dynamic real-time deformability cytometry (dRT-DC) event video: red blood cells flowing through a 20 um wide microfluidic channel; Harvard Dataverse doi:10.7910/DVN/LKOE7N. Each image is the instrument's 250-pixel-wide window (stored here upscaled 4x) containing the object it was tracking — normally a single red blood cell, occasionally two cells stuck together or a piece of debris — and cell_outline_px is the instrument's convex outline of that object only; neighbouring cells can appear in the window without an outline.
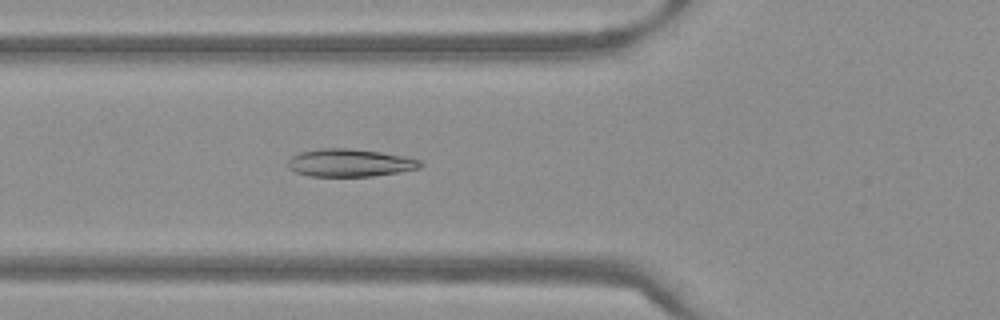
{"species": "Egyptian fruit bat (a non-hibernating species)", "species_latin": "Rousettus aegyptiacus", "temperature_condition": "warm", "stored_images_in_passage": 47, "camera_frame_rate_fps": 3000, "um_per_image_px": 0.085, "frame": {"image": 1, "passage_image": 16, "time_ms": 5.0, "image_size_px": [1000, 320], "cell_outline_px": [[424, 164], [420, 168], [400, 172], [372, 176], [308, 176], [296, 172], [288, 168], [288, 160], [292, 156], [300, 152], [320, 148], [348, 148], [380, 152], [420, 160]], "centroid_in_image_um": [29.71, 13.84], "position_along_channel_um": 96.1, "area_um2": 21.33}}
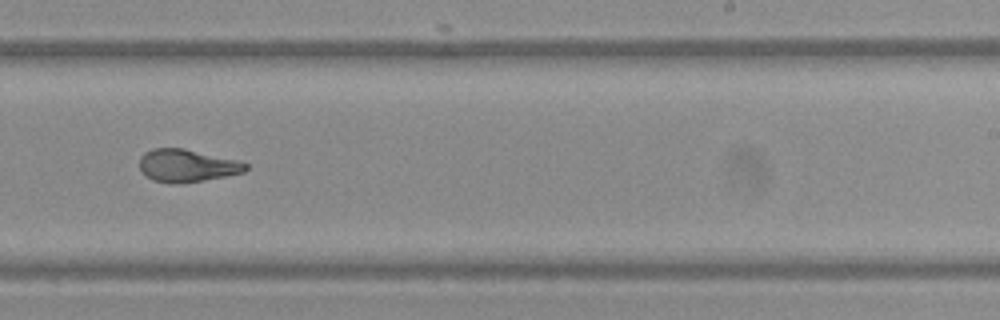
{"frame": {"image": 2, "passage_image": 29, "time_ms": 9.333, "image_size_px": [1000, 320], "cell_outline_px": [[248, 168], [244, 172], [204, 180], [152, 180], [140, 168], [140, 156], [144, 152], [152, 148], [184, 148], [236, 160], [248, 164]], "centroid_in_image_um": [15.91, 14.02], "position_along_channel_um": 273.1, "area_um2": 19.25}}
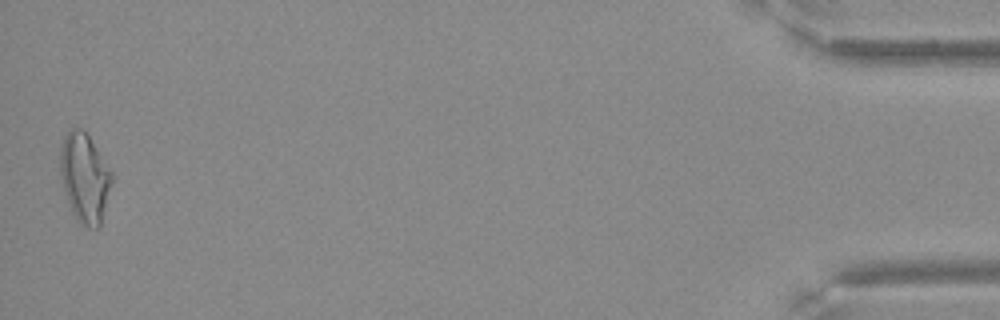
{"frame": {"image": 3, "passage_image": 47, "time_ms": 15.333, "image_size_px": [1000, 320], "cell_outline_px": [[112, 184], [100, 228], [88, 228], [80, 224], [72, 212], [64, 188], [60, 172], [60, 148], [64, 136], [72, 128], [84, 128], [112, 172]], "centroid_in_image_um": [7.21, 15.11], "position_along_channel_um": 428.0, "area_um2": 26.88}}